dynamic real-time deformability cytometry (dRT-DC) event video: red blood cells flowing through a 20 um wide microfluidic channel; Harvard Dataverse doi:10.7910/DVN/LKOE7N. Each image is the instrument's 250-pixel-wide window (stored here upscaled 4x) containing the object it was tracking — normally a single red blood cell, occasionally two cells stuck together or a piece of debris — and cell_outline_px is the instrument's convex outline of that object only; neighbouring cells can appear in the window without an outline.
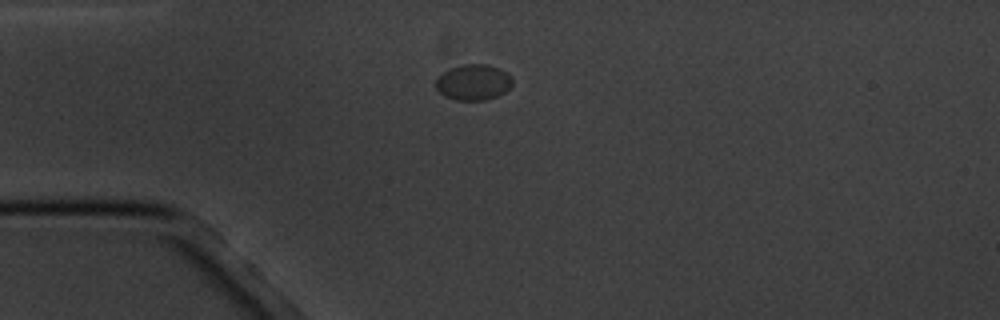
{"species": "common noctule bat (a hibernating species)", "species_latin": "Nyctalus noctula", "temperature_condition": "cold", "stored_images_in_passage": 8, "camera_frame_rate_fps": 3000, "um_per_image_px": 0.085, "animal": {"sex": "male", "body_mass_g": 20.1, "forearm_length_mm": 53.5}, "frame": {"image": 1, "passage_image": 1, "time_ms": 0.0, "image_size_px": [1000, 320], "cell_outline_px": [[512, 84], [504, 92], [496, 96], [484, 100], [456, 100], [444, 96], [436, 88], [436, 80], [444, 72], [452, 68], [464, 64], [488, 64], [512, 76]], "centroid_in_image_um": [40.23, 7.0], "position_along_channel_um": 44.8, "area_um2": 15.66}}
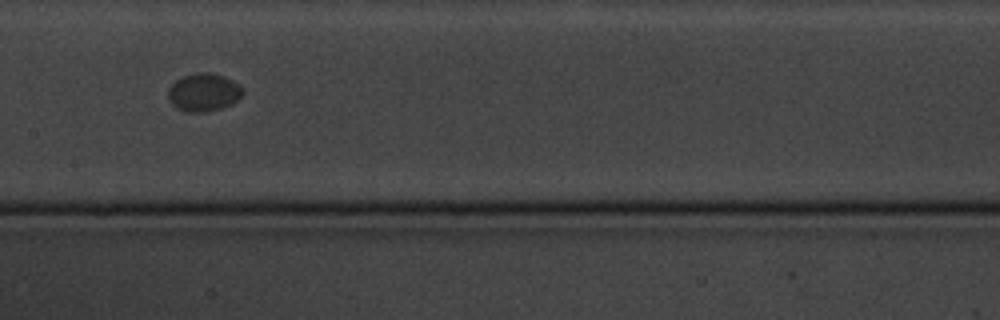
{"frame": {"image": 2, "passage_image": 5, "time_ms": 4.667, "image_size_px": [1000, 320], "cell_outline_px": [[244, 92], [236, 100], [220, 108], [204, 112], [188, 112], [172, 104], [168, 100], [168, 88], [176, 80], [184, 76], [196, 72], [212, 72], [224, 76], [232, 80], [244, 88]], "centroid_in_image_um": [17.3, 7.82], "position_along_channel_um": 190.1, "area_um2": 16.36}}
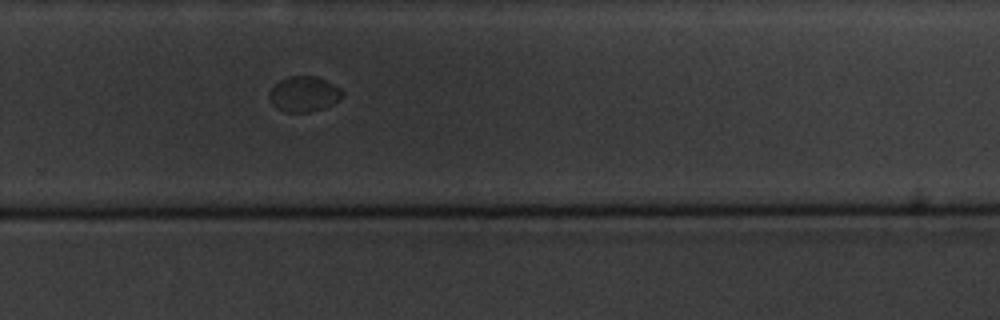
{"frame": {"image": 3, "passage_image": 8, "time_ms": 8.0, "image_size_px": [1000, 320], "cell_outline_px": [[344, 96], [332, 104], [324, 108], [308, 112], [284, 112], [276, 108], [268, 100], [268, 92], [272, 84], [288, 76], [320, 76], [340, 88], [344, 92]], "centroid_in_image_um": [25.8, 7.98], "position_along_channel_um": 304.0, "area_um2": 15.49}}